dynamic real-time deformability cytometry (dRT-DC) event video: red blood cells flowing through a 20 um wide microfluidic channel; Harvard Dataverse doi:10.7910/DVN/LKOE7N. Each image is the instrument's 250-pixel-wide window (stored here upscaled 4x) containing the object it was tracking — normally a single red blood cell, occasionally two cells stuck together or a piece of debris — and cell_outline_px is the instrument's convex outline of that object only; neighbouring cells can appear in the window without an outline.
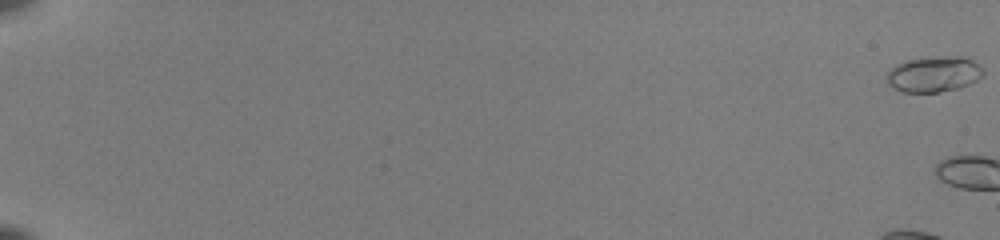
{"species": "common noctule bat (a hibernating species)", "species_latin": "Nyctalus noctula", "temperature_condition": "room temperature", "stored_images_in_passage": 3, "camera_frame_rate_fps": 3000, "um_per_image_px": 0.085, "animal": {"sex": "female", "body_mass_g": 22.0, "forearm_length_mm": 56.7}, "frame": {"image": 1, "passage_image": 1, "time_ms": 0.0, "image_size_px": [1000, 240], "cell_outline_px": [[984, 76], [968, 84], [956, 88], [940, 92], [904, 92], [892, 88], [888, 84], [888, 68], [904, 60], [924, 56], [964, 56], [972, 60], [984, 72]], "centroid_in_image_um": [79.33, 6.28], "position_along_channel_um": 5.7, "area_um2": 20.29}}